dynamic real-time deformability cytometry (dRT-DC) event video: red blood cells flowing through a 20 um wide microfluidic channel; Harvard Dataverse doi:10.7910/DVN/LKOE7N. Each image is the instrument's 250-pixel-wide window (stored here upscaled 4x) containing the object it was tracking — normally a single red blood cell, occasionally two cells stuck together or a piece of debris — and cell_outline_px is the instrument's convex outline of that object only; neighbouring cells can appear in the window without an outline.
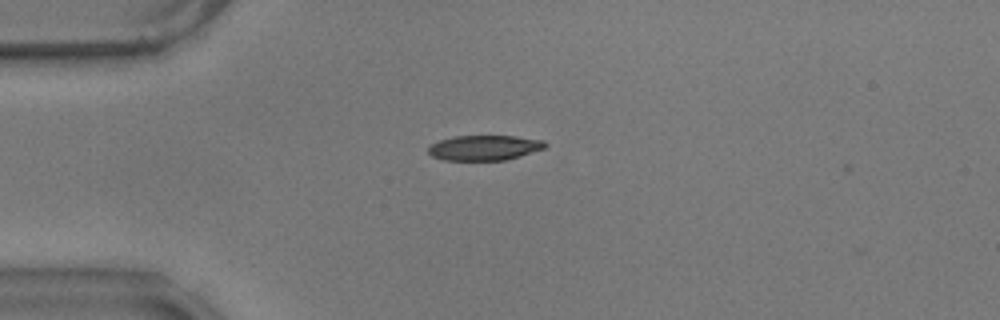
{"species": "common noctule bat (a hibernating species)", "species_latin": "Nyctalus noctula", "temperature_condition": "warm", "stored_images_in_passage": 45, "camera_frame_rate_fps": 3000, "um_per_image_px": 0.085, "animal": {"sex": "male", "body_mass_g": 17.9}, "frame": {"image": 1, "passage_image": 2, "time_ms": 0.333, "image_size_px": [1000, 320], "cell_outline_px": [[548, 144], [544, 148], [520, 156], [504, 160], [444, 160], [432, 156], [428, 152], [428, 148], [432, 144], [440, 140], [456, 136], [512, 136], [544, 140]], "centroid_in_image_um": [41.18, 12.56], "position_along_channel_um": 43.8, "area_um2": 16.94}}
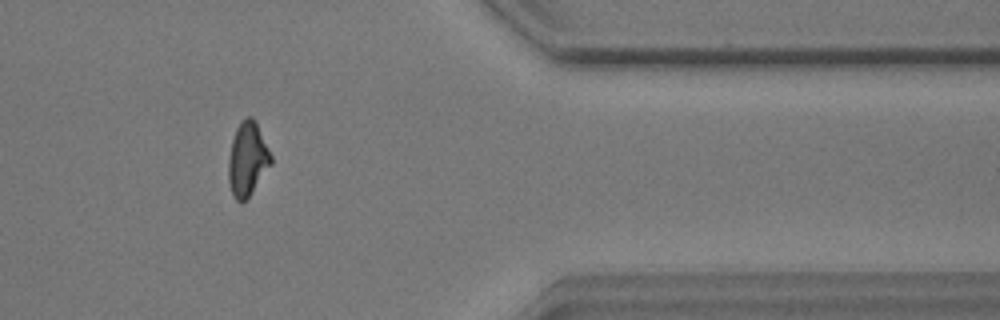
{"frame": {"image": 2, "passage_image": 35, "time_ms": 11.333, "image_size_px": [1000, 320], "cell_outline_px": [[272, 164], [248, 196], [240, 204], [232, 196], [228, 180], [228, 160], [232, 140], [236, 128], [240, 120], [248, 116], [252, 116], [256, 120], [272, 156]], "centroid_in_image_um": [21.03, 13.49], "position_along_channel_um": 390.4, "area_um2": 18.44}}
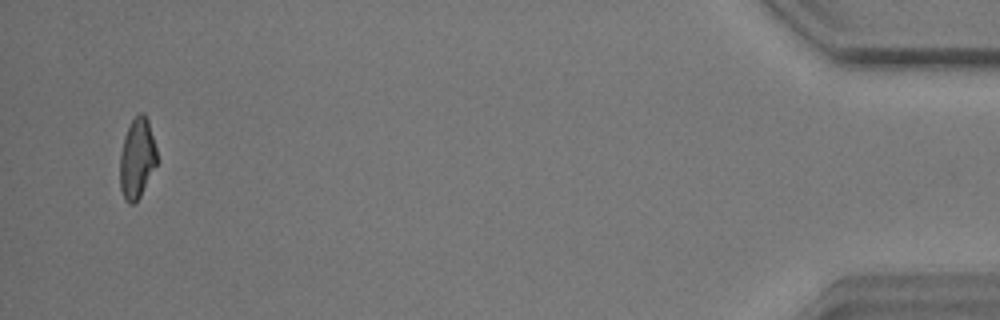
{"frame": {"image": 3, "passage_image": 43, "time_ms": 14.0, "image_size_px": [1000, 320], "cell_outline_px": [[156, 164], [136, 204], [128, 204], [124, 200], [120, 188], [120, 152], [124, 136], [132, 120], [140, 112], [144, 112], [148, 120], [156, 148]], "centroid_in_image_um": [11.62, 13.48], "position_along_channel_um": 423.6, "area_um2": 17.22}, "authors_computed_cell_mechanics": {"area_um2": 18.3804, "velocity_mm_per_s": 3.5158, "shape_relaxation_time_tau1_ms": 5.0826, "shape_relaxation_time_tau2_ms": 3.5884, "deformation_change_tau1": 0.1433, "deformation_change_tau2": 0.1122}}